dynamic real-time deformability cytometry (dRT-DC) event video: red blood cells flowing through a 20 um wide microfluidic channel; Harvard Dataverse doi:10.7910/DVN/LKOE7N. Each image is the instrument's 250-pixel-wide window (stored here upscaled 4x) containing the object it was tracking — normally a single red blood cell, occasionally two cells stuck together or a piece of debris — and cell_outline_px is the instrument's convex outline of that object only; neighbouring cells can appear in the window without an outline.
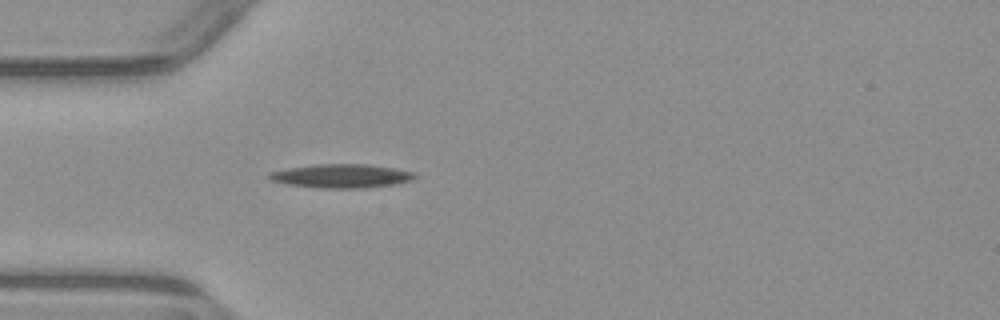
{"species": "common noctule bat (a hibernating species)", "species_latin": "Nyctalus noctula", "temperature_condition": "warm", "stored_images_in_passage": 3, "camera_frame_rate_fps": 3000, "um_per_image_px": 0.085, "animal": {"sex": "male", "body_mass_g": 23.1, "forearm_length_mm": 52.7}, "frame": {"image": 1, "passage_image": 3, "time_ms": 3.333, "image_size_px": [1000, 320], "cell_outline_px": [[416, 176], [412, 180], [392, 184], [364, 188], [320, 188], [288, 184], [268, 180], [268, 172], [288, 168], [316, 164], [368, 164], [392, 168], [412, 172]], "centroid_in_image_um": [28.95, 14.95], "position_along_channel_um": 56.0, "area_um2": 20.0}}